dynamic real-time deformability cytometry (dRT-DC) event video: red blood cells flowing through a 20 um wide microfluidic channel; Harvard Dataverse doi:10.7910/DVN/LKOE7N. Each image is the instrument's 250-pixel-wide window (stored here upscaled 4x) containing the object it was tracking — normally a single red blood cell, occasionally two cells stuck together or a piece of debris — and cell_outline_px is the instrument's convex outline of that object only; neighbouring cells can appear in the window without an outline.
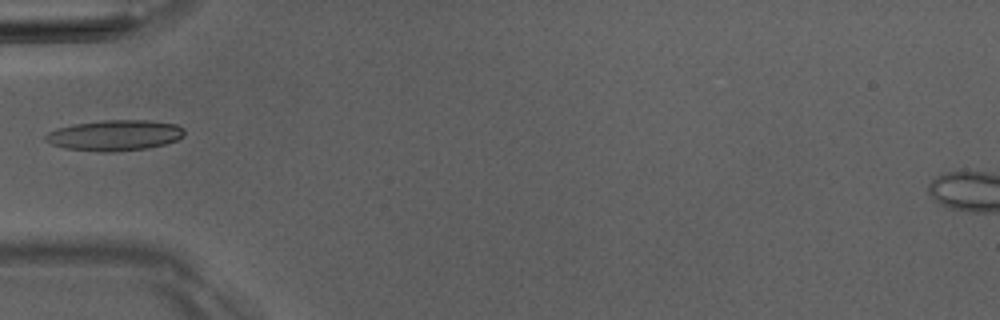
{"species": "Egyptian fruit bat (a non-hibernating species)", "species_latin": "Rousettus aegyptiacus", "temperature_condition": "room temperature", "stored_images_in_passage": 1, "camera_frame_rate_fps": 3000, "um_per_image_px": 0.085, "animal": {"sex": "male"}, "frame": {"image": 1, "passage_image": 1, "time_ms": 0.0, "image_size_px": [1000, 320], "cell_outline_px": [[184, 136], [176, 140], [164, 144], [148, 148], [116, 152], [100, 152], [64, 148], [52, 144], [44, 140], [44, 136], [48, 132], [56, 128], [72, 124], [104, 120], [148, 120], [176, 124], [184, 128]], "centroid_in_image_um": [9.74, 11.5], "position_along_channel_um": 75.3, "area_um2": 25.03}}